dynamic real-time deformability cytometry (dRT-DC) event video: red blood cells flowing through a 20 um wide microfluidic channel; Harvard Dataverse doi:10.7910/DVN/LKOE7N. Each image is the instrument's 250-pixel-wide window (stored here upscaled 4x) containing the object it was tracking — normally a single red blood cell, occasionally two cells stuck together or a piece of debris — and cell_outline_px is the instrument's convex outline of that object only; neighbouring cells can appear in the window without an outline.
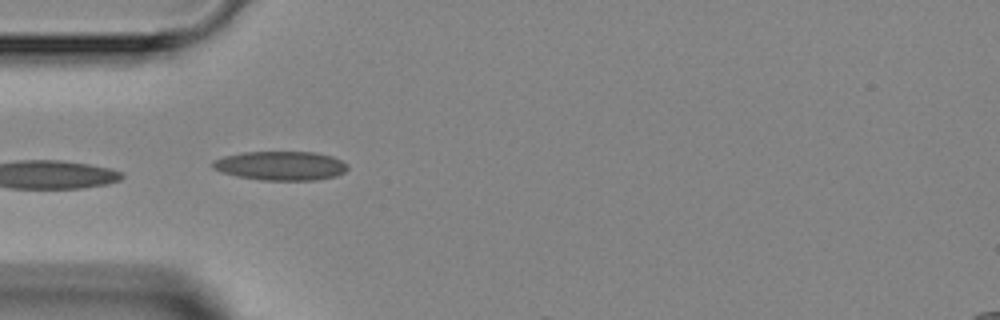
{"species": "Egyptian fruit bat (a non-hibernating species)", "species_latin": "Rousettus aegyptiacus", "temperature_condition": "room temperature", "stored_images_in_passage": 4, "camera_frame_rate_fps": 3000, "um_per_image_px": 0.085, "animal": {"sex": "female"}, "frame": {"image": 1, "passage_image": 3, "time_ms": 3.0, "image_size_px": [1000, 320], "cell_outline_px": [[348, 168], [344, 172], [336, 176], [316, 180], [260, 180], [236, 176], [220, 172], [212, 168], [212, 160], [224, 156], [244, 152], [316, 152], [332, 156], [348, 164]], "centroid_in_image_um": [23.84, 14.09], "position_along_channel_um": 61.2, "area_um2": 23.0}}